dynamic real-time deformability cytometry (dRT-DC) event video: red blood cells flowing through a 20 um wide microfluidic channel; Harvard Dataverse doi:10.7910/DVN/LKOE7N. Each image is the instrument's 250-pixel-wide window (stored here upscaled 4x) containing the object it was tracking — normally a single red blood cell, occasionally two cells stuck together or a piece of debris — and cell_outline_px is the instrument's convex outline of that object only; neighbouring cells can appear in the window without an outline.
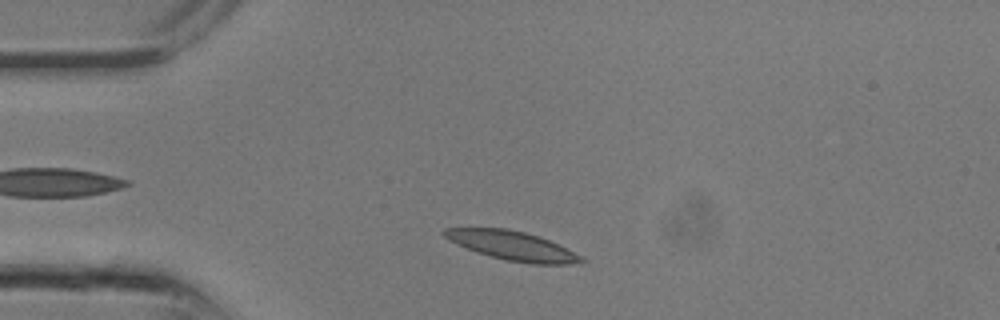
{"species": "common noctule bat (a hibernating species)", "species_latin": "Nyctalus noctula", "temperature_condition": "room temperature", "stored_images_in_passage": 7, "camera_frame_rate_fps": 3000, "um_per_image_px": 0.085, "animal": {"sex": "male", "body_mass_g": 13.3}, "frame": {"image": 1, "passage_image": 2, "time_ms": 0.333, "image_size_px": [1000, 320], "cell_outline_px": [[588, 260], [568, 264], [532, 264], [504, 260], [476, 252], [444, 236], [440, 232], [444, 228], [508, 228], [524, 232], [548, 240]], "centroid_in_image_um": [43.51, 20.88], "position_along_channel_um": 41.5, "area_um2": 22.66}}
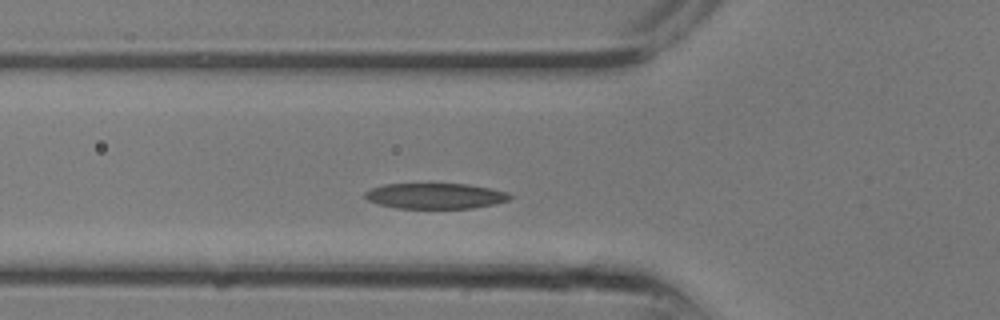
{"frame": {"image": 2, "passage_image": 5, "time_ms": 1.333, "image_size_px": [1000, 320], "cell_outline_px": [[512, 196], [508, 200], [496, 204], [472, 208], [396, 208], [380, 204], [368, 200], [364, 196], [364, 192], [372, 188], [384, 184], [468, 184], [508, 192]], "centroid_in_image_um": [37.01, 16.65], "position_along_channel_um": 88.8, "area_um2": 21.5}}
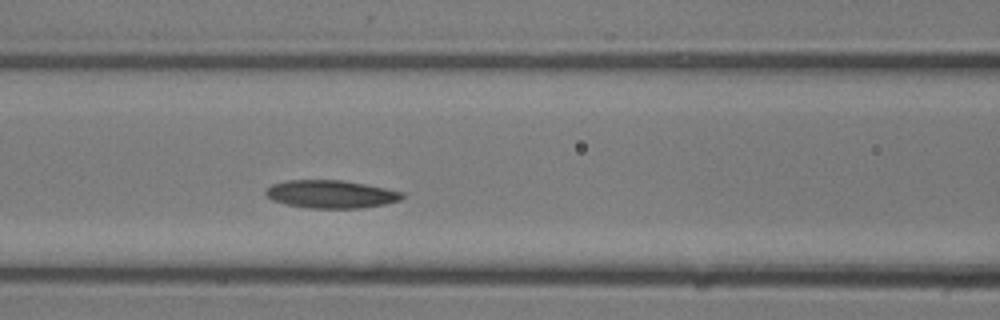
{"frame": {"image": 3, "passage_image": 7, "time_ms": 2.0, "image_size_px": [1000, 320], "cell_outline_px": [[404, 196], [400, 200], [384, 204], [360, 208], [308, 208], [288, 204], [272, 200], [264, 192], [272, 184], [288, 180], [344, 180], [404, 192]], "centroid_in_image_um": [28.14, 16.5], "position_along_channel_um": 138.5, "area_um2": 22.02}}